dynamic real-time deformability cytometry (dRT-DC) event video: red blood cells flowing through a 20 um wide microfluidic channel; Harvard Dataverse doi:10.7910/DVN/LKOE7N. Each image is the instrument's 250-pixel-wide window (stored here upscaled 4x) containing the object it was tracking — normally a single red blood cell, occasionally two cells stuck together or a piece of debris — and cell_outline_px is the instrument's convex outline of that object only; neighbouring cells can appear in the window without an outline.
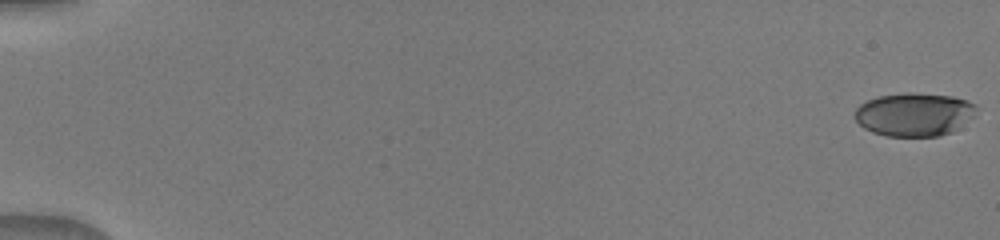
{"species": "human", "species_latin": "Homo sapiens", "temperature_condition": "warm", "stored_images_in_passage": 44, "camera_frame_rate_fps": 3000, "um_per_image_px": 0.085, "donor": {"sex": "male"}, "frame": {"image": 1, "passage_image": 1, "time_ms": 0.0, "image_size_px": [1000, 240], "cell_outline_px": [[976, 116], [952, 132], [940, 136], [888, 136], [872, 132], [864, 128], [856, 120], [856, 108], [860, 104], [868, 100], [880, 96], [952, 96], [976, 104]], "centroid_in_image_um": [77.75, 9.79], "position_along_channel_um": 7.3, "area_um2": 29.65}}
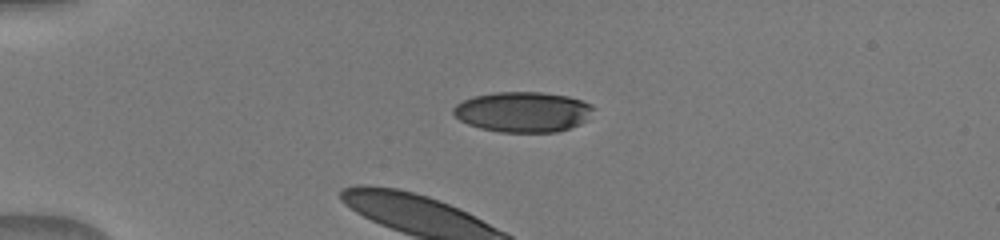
{"frame": {"image": 2, "passage_image": 14, "time_ms": 4.333, "image_size_px": [1000, 240], "cell_outline_px": [[596, 108], [580, 124], [556, 132], [500, 132], [480, 128], [468, 124], [460, 120], [452, 112], [452, 108], [456, 104], [464, 100], [476, 96], [496, 92], [540, 92], [568, 96], [592, 104]], "centroid_in_image_um": [44.45, 9.51], "position_along_channel_um": 40.6, "area_um2": 32.77}}